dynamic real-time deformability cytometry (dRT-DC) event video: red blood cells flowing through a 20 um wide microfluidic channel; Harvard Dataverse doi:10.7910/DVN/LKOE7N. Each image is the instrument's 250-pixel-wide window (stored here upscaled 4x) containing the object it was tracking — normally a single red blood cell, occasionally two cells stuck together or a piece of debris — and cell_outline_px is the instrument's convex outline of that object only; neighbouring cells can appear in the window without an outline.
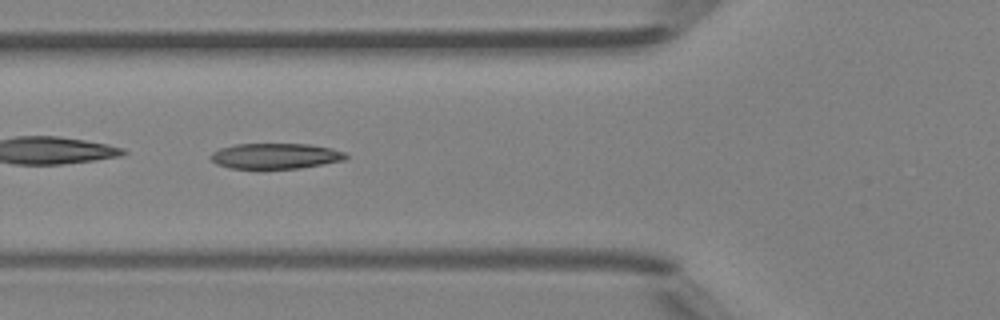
{"species": "Egyptian fruit bat (a non-hibernating species)", "species_latin": "Rousettus aegyptiacus", "temperature_condition": "room temperature", "stored_images_in_passage": 36, "camera_frame_rate_fps": 3000, "um_per_image_px": 0.085, "animal": {"sex": "female"}, "frame": {"image": 1, "passage_image": 6, "time_ms": 1.667, "image_size_px": [1000, 320], "cell_outline_px": [[348, 156], [344, 160], [300, 168], [232, 168], [216, 164], [208, 156], [212, 152], [220, 148], [236, 144], [308, 144], [332, 148], [344, 152]], "centroid_in_image_um": [23.4, 13.25], "position_along_channel_um": 102.4, "area_um2": 20.0}}
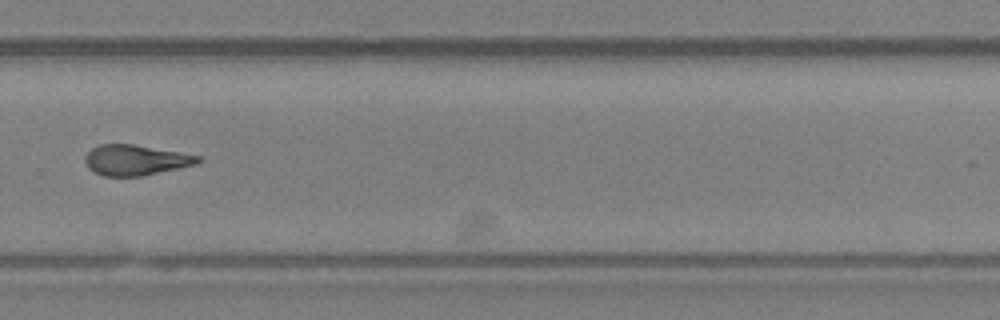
{"frame": {"image": 2, "passage_image": 21, "time_ms": 6.667, "image_size_px": [1000, 320], "cell_outline_px": [[204, 160], [196, 164], [180, 168], [144, 176], [104, 176], [88, 168], [84, 160], [84, 156], [92, 148], [100, 144], [132, 144], [180, 152], [200, 156]], "centroid_in_image_um": [11.54, 13.61], "position_along_channel_um": 318.3, "area_um2": 20.11}, "authors_computed_cell_mechanics": {"area_um2": 20.1144, "velocity_mm_per_s": 4.3179, "shape_relaxation_time_tau1_ms": 7.0791, "shape_relaxation_time_tau2_ms": 4.7888, "deformation_change_tau1": 0.214, "deformation_change_tau2": 0.1732}}